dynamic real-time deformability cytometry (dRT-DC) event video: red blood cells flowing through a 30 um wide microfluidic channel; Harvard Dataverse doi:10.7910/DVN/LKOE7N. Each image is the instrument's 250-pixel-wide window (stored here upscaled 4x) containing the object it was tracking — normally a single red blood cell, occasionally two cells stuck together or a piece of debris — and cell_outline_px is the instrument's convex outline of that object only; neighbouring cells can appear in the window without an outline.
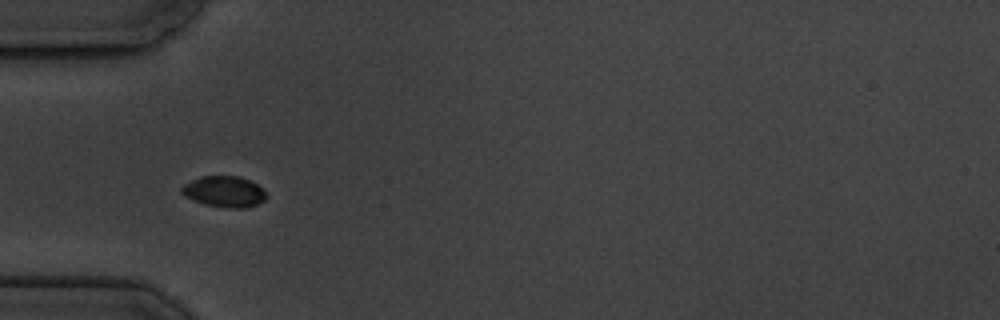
{"species": "common noctule bat (a hibernating species)", "species_latin": "Nyctalus noctula", "temperature_condition": "cold", "stored_images_in_passage": 6, "camera_frame_rate_fps": 3000, "um_per_image_px": 0.085, "animal": {"sex": "male", "body_mass_g": 19.5, "forearm_length_mm": 54.6}, "frame": {"image": 1, "passage_image": 5, "time_ms": 5.667, "image_size_px": [1000, 320], "cell_outline_px": [[268, 196], [264, 200], [256, 204], [244, 208], [232, 208], [204, 204], [192, 200], [184, 196], [180, 192], [180, 188], [184, 184], [200, 176], [240, 176], [256, 184]], "centroid_in_image_um": [19.01, 16.28], "position_along_channel_um": 66.0, "area_um2": 15.2}}